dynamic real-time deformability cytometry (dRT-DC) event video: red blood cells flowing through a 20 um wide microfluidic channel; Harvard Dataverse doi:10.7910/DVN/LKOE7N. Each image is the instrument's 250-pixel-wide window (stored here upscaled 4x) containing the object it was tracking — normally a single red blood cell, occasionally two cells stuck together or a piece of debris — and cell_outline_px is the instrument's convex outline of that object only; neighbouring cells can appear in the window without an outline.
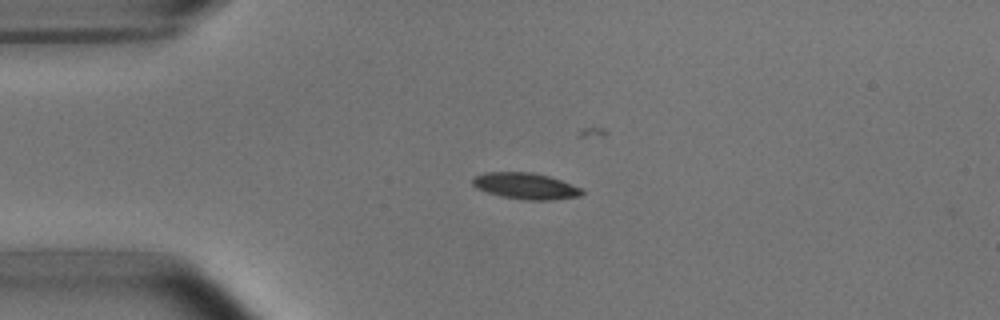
{"species": "common noctule bat (a hibernating species)", "species_latin": "Nyctalus noctula", "temperature_condition": "room temperature", "stored_images_in_passage": 31, "camera_frame_rate_fps": 3000, "um_per_image_px": 0.085, "animal": {"sex": "male", "body_mass_g": 15.6}, "frame": {"image": 1, "passage_image": 2, "time_ms": 0.333, "image_size_px": [1000, 320], "cell_outline_px": [[584, 192], [580, 196], [552, 200], [528, 200], [500, 196], [476, 188], [472, 184], [472, 176], [484, 172], [532, 172], [548, 176], [560, 180], [580, 188]], "centroid_in_image_um": [44.63, 15.8], "position_along_channel_um": 40.4, "area_um2": 16.7}}
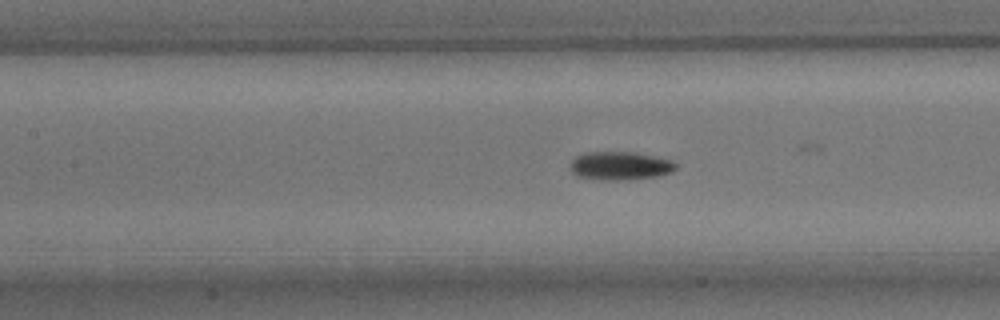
{"frame": {"image": 2, "passage_image": 13, "time_ms": 4.0, "image_size_px": [1000, 320], "cell_outline_px": [[676, 168], [672, 172], [656, 176], [616, 180], [600, 180], [576, 176], [568, 168], [572, 160], [576, 156], [584, 152], [632, 152], [672, 160], [676, 164]], "centroid_in_image_um": [52.64, 14.09], "position_along_channel_um": 154.8, "area_um2": 17.4}}
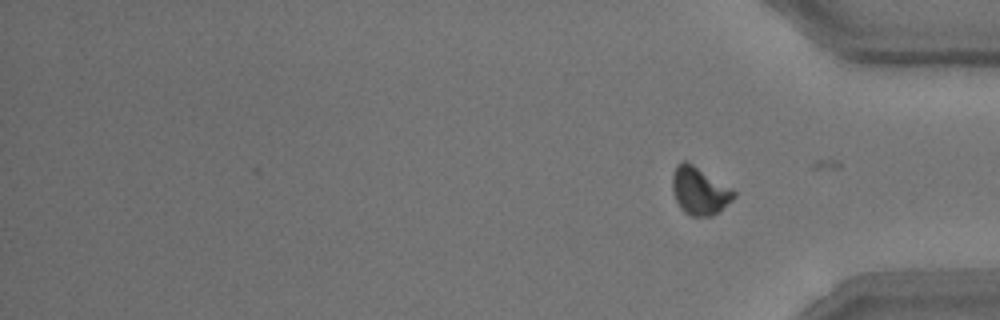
{"frame": {"image": 3, "passage_image": 31, "time_ms": 10.0, "image_size_px": [1000, 320], "cell_outline_px": [[736, 196], [732, 200], [712, 216], [692, 216], [684, 212], [680, 208], [676, 200], [672, 188], [672, 172], [676, 164], [684, 160], [688, 160], [732, 188], [736, 192]], "centroid_in_image_um": [59.44, 16.18], "position_along_channel_um": 375.8, "area_um2": 17.28}, "authors_computed_cell_mechanics": {"area_um2": 17.2244, "velocity_mm_per_s": 3.7746, "shape_relaxation_time_tau1_ms": 3.0222, "shape_relaxation_time_tau2_ms": 2.7141, "deformation_change_tau1": 0.1238, "deformation_change_tau2": 0.0716}}